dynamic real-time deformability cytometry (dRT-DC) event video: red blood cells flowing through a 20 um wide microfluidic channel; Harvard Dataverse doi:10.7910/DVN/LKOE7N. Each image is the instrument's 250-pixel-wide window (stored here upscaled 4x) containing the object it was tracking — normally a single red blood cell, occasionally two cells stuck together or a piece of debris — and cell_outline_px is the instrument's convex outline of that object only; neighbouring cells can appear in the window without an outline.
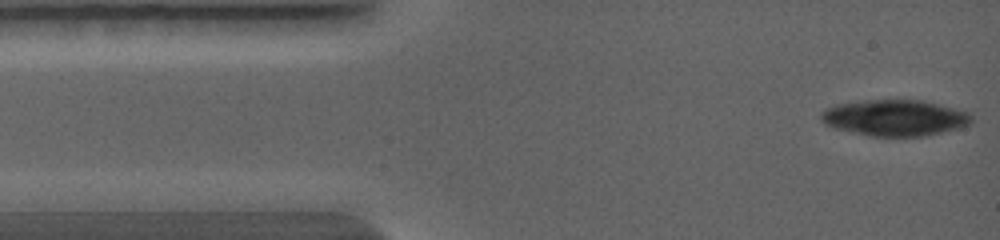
{"species": "common noctule bat (a hibernating species)", "species_latin": "Nyctalus noctula", "temperature_condition": "warm", "stored_images_in_passage": 30, "camera_frame_rate_fps": 5000, "um_per_image_px": 0.085, "animal": {"sex": "female", "body_mass_g": 19.0, "forearm_length_mm": 56.7}, "frame": {"image": 1, "passage_image": 1, "time_ms": 0.0, "image_size_px": [1000, 240], "cell_outline_px": [[972, 124], [960, 128], [924, 136], [868, 136], [832, 128], [824, 124], [820, 120], [820, 112], [824, 108], [836, 104], [864, 100], [920, 100], [968, 112], [972, 116]], "centroid_in_image_um": [76.0, 10.02], "position_along_channel_um": 9.0, "area_um2": 31.91}}
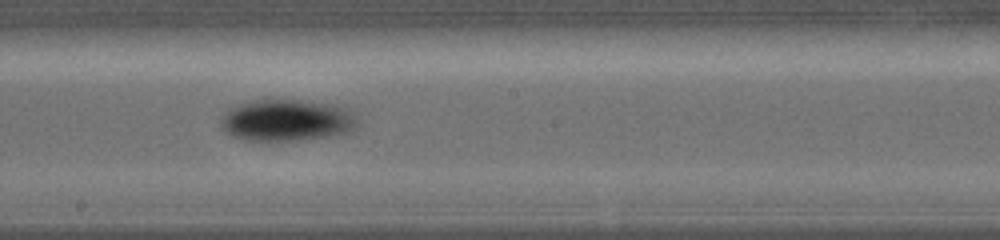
{"frame": {"image": 2, "passage_image": 22, "time_ms": 5.4, "image_size_px": [1000, 240], "cell_outline_px": [[360, 128], [352, 132], [328, 136], [300, 140], [244, 140], [232, 136], [224, 132], [220, 128], [220, 116], [228, 108], [252, 100], [268, 96], [272, 96], [328, 104], [344, 108], [352, 112], [356, 116], [360, 124]], "centroid_in_image_um": [24.34, 10.19], "position_along_channel_um": 223.9, "area_um2": 34.33}}